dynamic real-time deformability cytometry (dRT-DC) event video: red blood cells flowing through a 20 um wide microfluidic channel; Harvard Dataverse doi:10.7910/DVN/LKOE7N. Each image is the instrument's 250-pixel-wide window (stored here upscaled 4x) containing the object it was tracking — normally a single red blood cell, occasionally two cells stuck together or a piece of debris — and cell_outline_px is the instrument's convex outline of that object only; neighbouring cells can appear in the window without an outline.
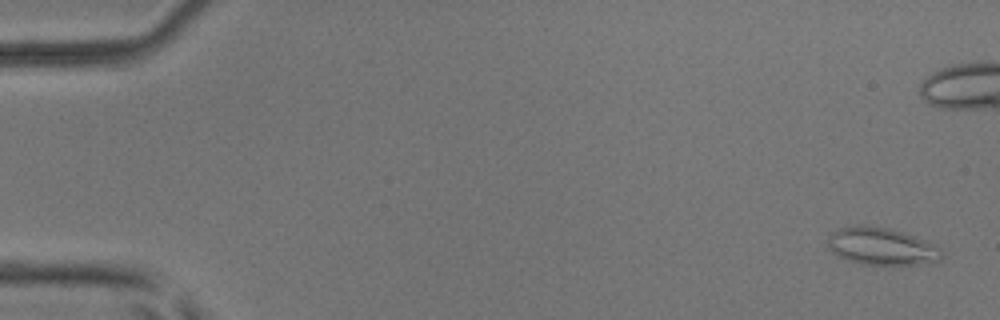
{"species": "common noctule bat (a hibernating species)", "species_latin": "Nyctalus noctula", "temperature_condition": "room temperature", "stored_images_in_passage": 52, "camera_frame_rate_fps": 3000, "um_per_image_px": 0.085, "animal": {"sex": "male", "body_mass_g": 17.9, "forearm_length_mm": 54.2}, "frame": {"image": 1, "passage_image": 2, "time_ms": 0.333, "image_size_px": [1000, 320], "cell_outline_px": [[944, 256], [940, 260], [920, 264], [860, 264], [840, 256], [828, 248], [828, 236], [836, 228], [856, 224], [868, 224], [892, 228], [928, 240], [940, 248]], "centroid_in_image_um": [74.94, 20.89], "position_along_channel_um": 10.1, "area_um2": 25.2}}
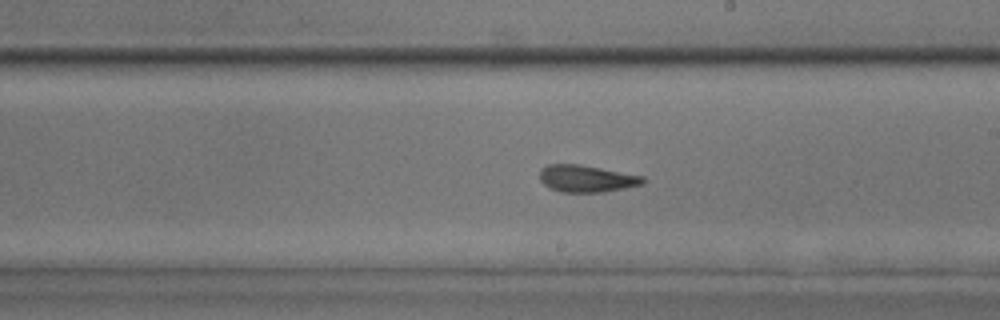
{"frame": {"image": 2, "passage_image": 30, "time_ms": 9.667, "image_size_px": [1000, 320], "cell_outline_px": [[648, 180], [644, 184], [624, 188], [600, 192], [560, 192], [544, 184], [540, 180], [540, 168], [548, 164], [580, 164], [644, 176]], "centroid_in_image_um": [49.88, 15.17], "position_along_channel_um": 239.1, "area_um2": 16.3}}
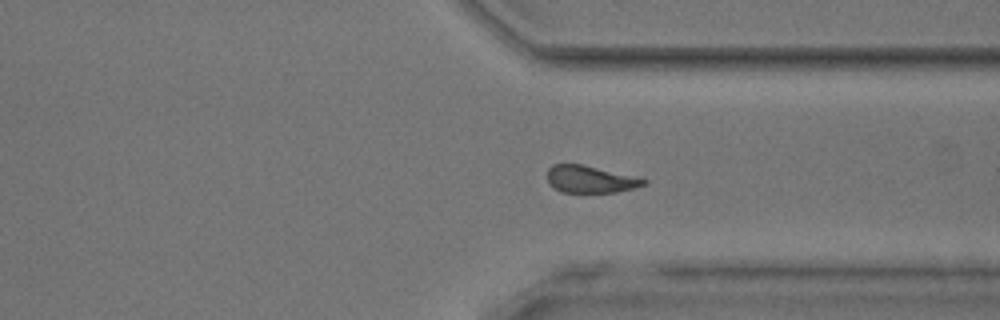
{"frame": {"image": 3, "passage_image": 39, "time_ms": 12.667, "image_size_px": [1000, 320], "cell_outline_px": [[648, 180], [644, 184], [632, 188], [616, 192], [564, 192], [552, 188], [548, 184], [548, 168], [552, 164], [584, 164], [640, 176]], "centroid_in_image_um": [50.19, 15.21], "position_along_channel_um": 361.2, "area_um2": 15.55}, "authors_computed_cell_mechanics": {"area_um2": 16.7042, "velocity_mm_per_s": 4.0432, "shape_relaxation_time_tau1_ms": 3.7934, "shape_relaxation_time_tau2_ms": 1.8046, "deformation_change_tau1": 0.1226, "deformation_change_tau2": 0.0885}}